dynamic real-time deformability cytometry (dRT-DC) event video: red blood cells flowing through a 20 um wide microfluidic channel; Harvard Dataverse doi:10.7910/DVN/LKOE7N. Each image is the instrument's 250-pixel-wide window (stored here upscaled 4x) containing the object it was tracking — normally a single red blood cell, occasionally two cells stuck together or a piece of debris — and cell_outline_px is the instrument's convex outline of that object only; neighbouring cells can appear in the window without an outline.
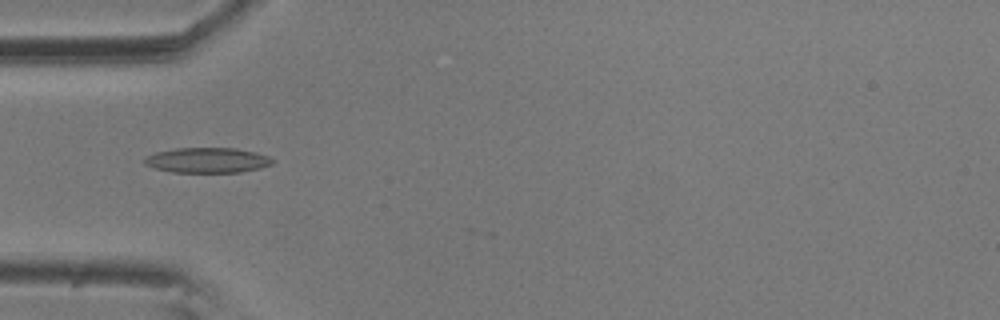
{"species": "common noctule bat (a hibernating species)", "species_latin": "Nyctalus noctula", "temperature_condition": "room temperature", "stored_images_in_passage": 7, "camera_frame_rate_fps": 3000, "um_per_image_px": 0.085, "animal": {"sex": "male", "body_mass_g": 20.5, "forearm_length_mm": 52.5}, "frame": {"image": 1, "passage_image": 3, "time_ms": 0.667, "image_size_px": [1000, 320], "cell_outline_px": [[276, 160], [272, 164], [260, 168], [240, 172], [172, 172], [156, 168], [144, 164], [144, 156], [156, 152], [176, 148], [236, 148], [256, 152], [268, 156]], "centroid_in_image_um": [17.64, 13.61], "position_along_channel_um": 67.4, "area_um2": 18.84}}
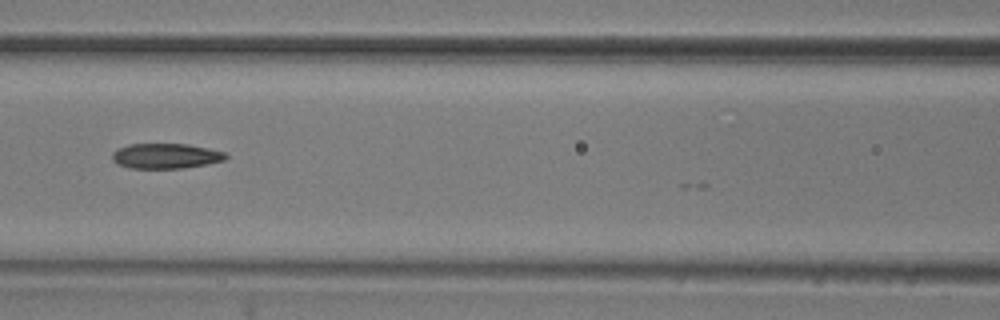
{"frame": {"image": 2, "passage_image": 5, "time_ms": 1.333, "image_size_px": [1000, 320], "cell_outline_px": [[228, 156], [224, 160], [208, 164], [184, 168], [128, 168], [112, 160], [112, 152], [116, 148], [128, 144], [188, 144], [208, 148], [224, 152]], "centroid_in_image_um": [14.07, 13.25], "position_along_channel_um": 152.5, "area_um2": 16.7}}
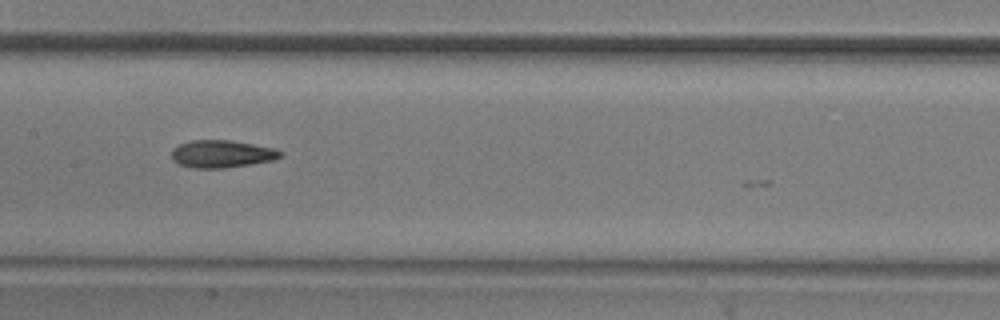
{"frame": {"image": 3, "passage_image": 6, "time_ms": 1.667, "image_size_px": [1000, 320], "cell_outline_px": [[284, 156], [272, 160], [224, 168], [196, 168], [180, 164], [172, 160], [172, 152], [180, 144], [192, 140], [232, 140], [276, 148], [284, 152]], "centroid_in_image_um": [18.91, 13.07], "position_along_channel_um": 188.5, "area_um2": 17.34}}